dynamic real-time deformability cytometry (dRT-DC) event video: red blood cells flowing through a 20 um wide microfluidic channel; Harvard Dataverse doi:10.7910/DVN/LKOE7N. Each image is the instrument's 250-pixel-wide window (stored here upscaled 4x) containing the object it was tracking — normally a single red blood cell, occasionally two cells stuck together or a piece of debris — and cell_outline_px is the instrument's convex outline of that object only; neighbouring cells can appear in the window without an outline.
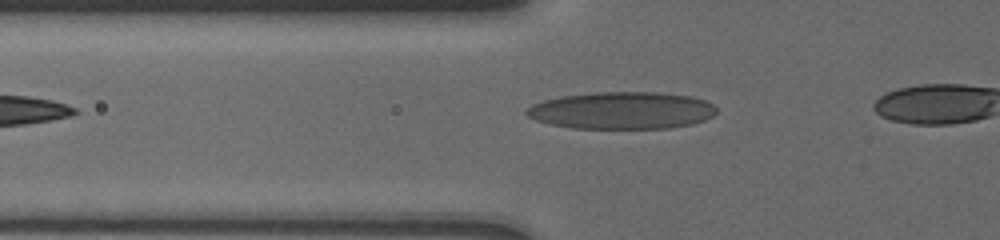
{"species": "human", "species_latin": "Homo sapiens", "temperature_condition": "cold", "stored_images_in_passage": 40, "camera_frame_rate_fps": 3000, "um_per_image_px": 0.085, "donor": {"sex": "male"}, "frame": {"image": 1, "passage_image": 3, "time_ms": 0.333, "image_size_px": [1000, 240], "cell_outline_px": [[716, 112], [712, 116], [704, 120], [692, 124], [668, 128], [572, 128], [552, 124], [536, 120], [528, 116], [524, 112], [532, 104], [544, 100], [560, 96], [596, 92], [656, 92], [692, 96], [704, 100], [712, 104], [716, 108]], "centroid_in_image_um": [52.86, 9.38], "position_along_channel_um": 72.9, "area_um2": 41.1}}
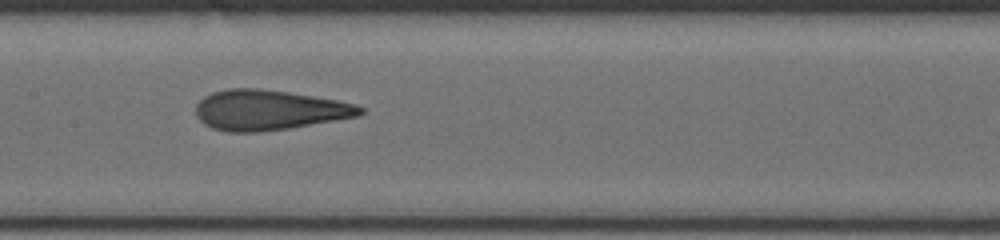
{"frame": {"image": 2, "passage_image": 21, "time_ms": 3.333, "image_size_px": [1000, 240], "cell_outline_px": [[364, 112], [360, 116], [288, 128], [260, 132], [228, 132], [212, 128], [204, 124], [196, 116], [196, 104], [204, 96], [212, 92], [228, 88], [260, 88], [288, 92], [336, 100], [356, 104], [364, 108]], "centroid_in_image_um": [22.84, 9.35], "position_along_channel_um": 184.6, "area_um2": 38.49}}
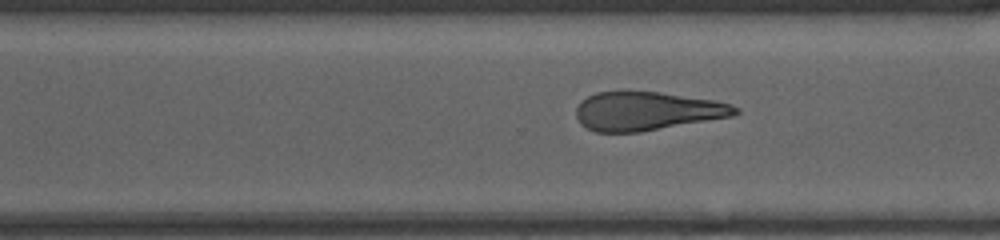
{"frame": {"image": 3, "passage_image": 36, "time_ms": 5.333, "image_size_px": [1000, 240], "cell_outline_px": [[740, 112], [736, 116], [640, 132], [596, 132], [580, 124], [576, 116], [576, 108], [580, 100], [596, 92], [660, 92], [712, 100], [732, 104], [740, 108]], "centroid_in_image_um": [55.02, 9.45], "position_along_channel_um": 315.6, "area_um2": 35.95}}